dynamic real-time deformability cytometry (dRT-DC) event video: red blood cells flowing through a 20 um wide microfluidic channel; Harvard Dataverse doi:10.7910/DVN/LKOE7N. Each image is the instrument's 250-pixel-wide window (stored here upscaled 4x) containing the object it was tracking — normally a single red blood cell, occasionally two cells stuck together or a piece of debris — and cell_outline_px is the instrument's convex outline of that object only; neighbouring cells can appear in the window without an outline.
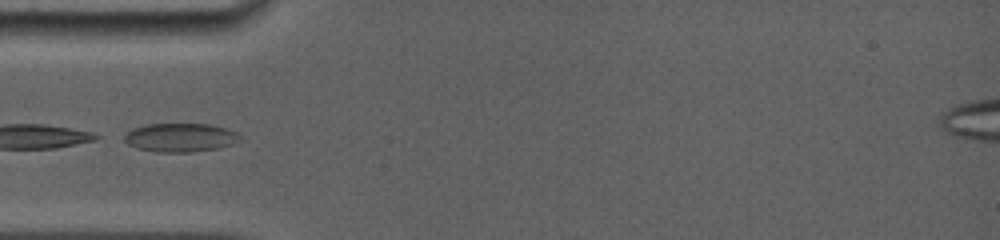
{"species": "common noctule bat (a hibernating species)", "species_latin": "Nyctalus noctula", "temperature_condition": "room temperature", "stored_images_in_passage": 37, "camera_frame_rate_fps": 5000, "um_per_image_px": 0.085, "animal": {"sex": "female", "body_mass_g": 19.0, "forearm_length_mm": 56.7}, "frame": {"image": 1, "passage_image": 1, "time_ms": 0.0, "image_size_px": [1000, 240], "cell_outline_px": [[240, 140], [232, 144], [220, 148], [192, 152], [156, 152], [136, 148], [128, 144], [124, 140], [124, 136], [132, 128], [148, 124], [208, 124], [224, 128], [236, 132], [240, 136]], "centroid_in_image_um": [15.31, 11.7], "position_along_channel_um": 69.7, "area_um2": 19.31}}